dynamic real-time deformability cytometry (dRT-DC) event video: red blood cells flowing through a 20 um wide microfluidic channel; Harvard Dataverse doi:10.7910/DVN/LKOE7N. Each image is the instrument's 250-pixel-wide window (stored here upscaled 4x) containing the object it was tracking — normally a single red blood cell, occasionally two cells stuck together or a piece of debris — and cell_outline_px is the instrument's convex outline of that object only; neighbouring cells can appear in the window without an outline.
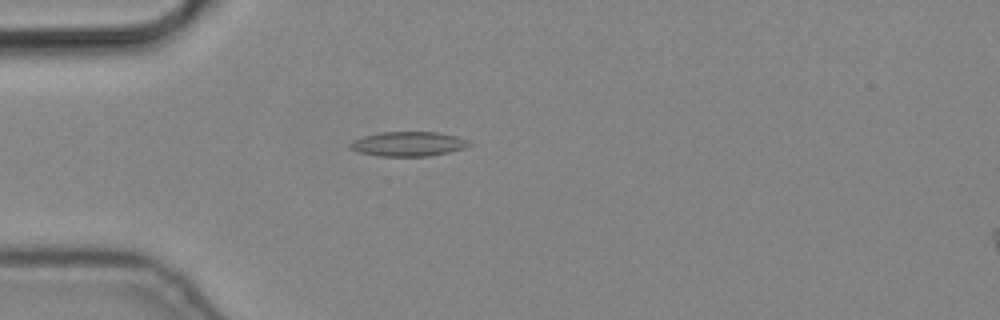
{"species": "common noctule bat (a hibernating species)", "species_latin": "Nyctalus noctula", "temperature_condition": "cold", "stored_images_in_passage": 2, "camera_frame_rate_fps": 3000, "um_per_image_px": 0.085, "animal": {"sex": "male", "body_mass_g": 19.2, "forearm_length_mm": 51.8}, "frame": {"image": 1, "passage_image": 2, "time_ms": 0.333, "image_size_px": [1000, 320], "cell_outline_px": [[472, 144], [464, 148], [448, 152], [428, 156], [380, 156], [360, 152], [352, 148], [348, 144], [352, 140], [364, 136], [380, 132], [436, 132], [456, 136], [468, 140]], "centroid_in_image_um": [34.71, 12.23], "position_along_channel_um": 50.3, "area_um2": 16.88}}